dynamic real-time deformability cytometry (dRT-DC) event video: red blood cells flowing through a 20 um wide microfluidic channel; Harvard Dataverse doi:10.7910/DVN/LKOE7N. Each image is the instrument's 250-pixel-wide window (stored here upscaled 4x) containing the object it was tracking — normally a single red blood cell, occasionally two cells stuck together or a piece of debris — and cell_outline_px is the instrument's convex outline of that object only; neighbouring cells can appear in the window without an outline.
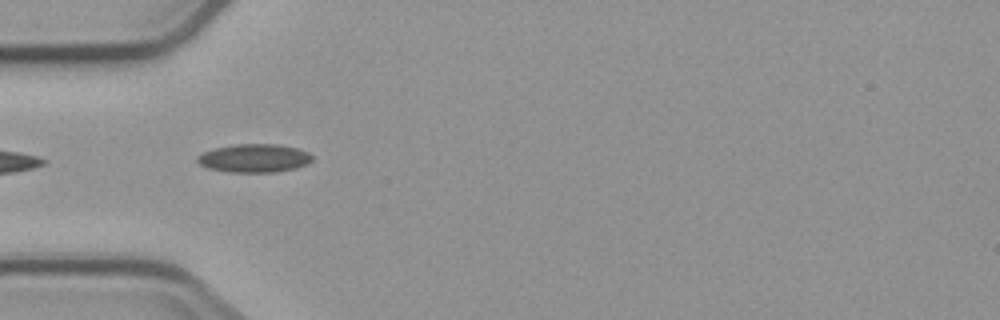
{"species": "common noctule bat (a hibernating species)", "species_latin": "Nyctalus noctula", "temperature_condition": "cold", "stored_images_in_passage": 7, "camera_frame_rate_fps": 3000, "um_per_image_px": 0.085, "animal": {"sex": "male", "body_mass_g": 23.1, "forearm_length_mm": 52.7}, "frame": {"image": 1, "passage_image": 4, "time_ms": 3.667, "image_size_px": [1000, 320], "cell_outline_px": [[312, 160], [308, 164], [296, 168], [276, 172], [228, 172], [208, 168], [200, 164], [196, 160], [196, 156], [212, 148], [236, 144], [276, 144], [296, 148], [308, 152], [312, 156]], "centroid_in_image_um": [21.59, 13.44], "position_along_channel_um": 63.4, "area_um2": 19.07}}
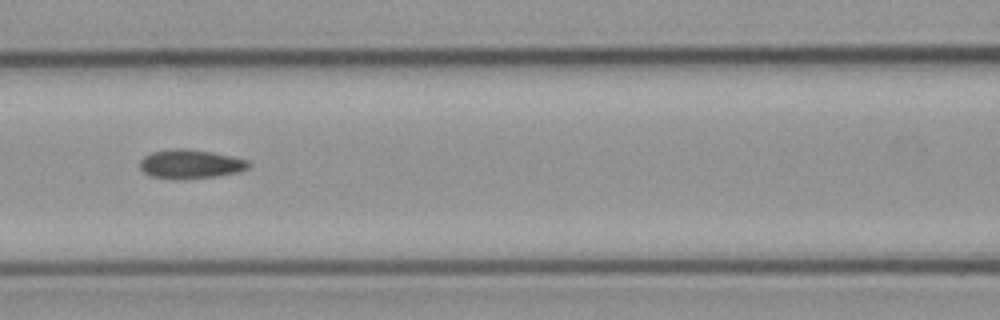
{"frame": {"image": 2, "passage_image": 6, "time_ms": 6.0, "image_size_px": [1000, 320], "cell_outline_px": [[252, 164], [248, 168], [240, 172], [216, 176], [152, 176], [144, 172], [140, 168], [140, 160], [144, 156], [152, 152], [176, 148], [184, 148], [212, 152], [232, 156], [248, 160]], "centroid_in_image_um": [16.25, 13.89], "position_along_channel_um": 150.3, "area_um2": 17.57}}
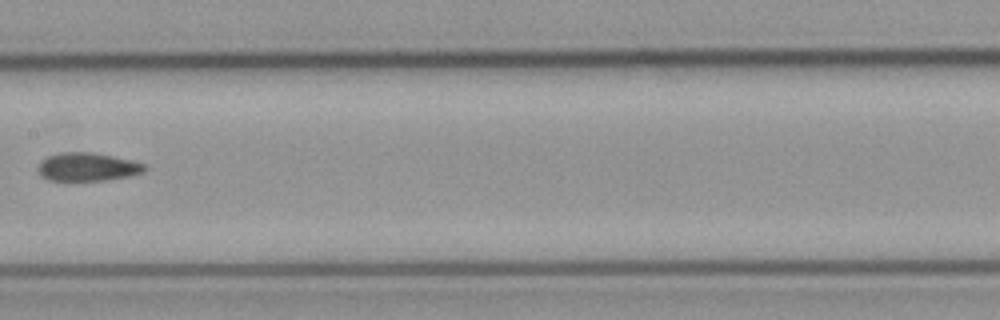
{"frame": {"image": 3, "passage_image": 7, "time_ms": 7.333, "image_size_px": [1000, 320], "cell_outline_px": [[148, 168], [144, 172], [128, 176], [104, 180], [52, 180], [40, 176], [36, 168], [48, 156], [60, 152], [92, 152], [132, 160], [144, 164]], "centroid_in_image_um": [7.44, 14.18], "position_along_channel_um": 200.0, "area_um2": 17.46}}